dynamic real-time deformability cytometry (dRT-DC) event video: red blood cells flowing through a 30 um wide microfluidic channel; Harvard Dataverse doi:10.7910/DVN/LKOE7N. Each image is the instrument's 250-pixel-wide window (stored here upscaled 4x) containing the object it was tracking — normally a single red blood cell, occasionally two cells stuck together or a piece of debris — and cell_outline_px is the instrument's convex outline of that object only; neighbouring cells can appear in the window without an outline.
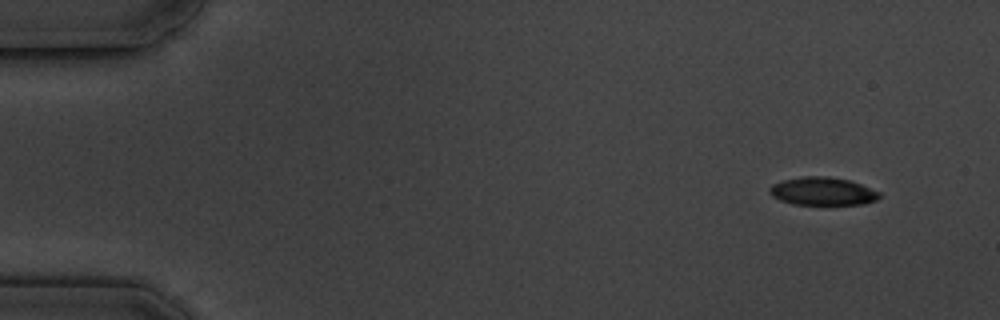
{"species": "common noctule bat (a hibernating species)", "species_latin": "Nyctalus noctula", "temperature_condition": "cold", "stored_images_in_passage": 10, "camera_frame_rate_fps": 3000, "um_per_image_px": 0.085, "animal": {"sex": "male", "body_mass_g": 19.5, "forearm_length_mm": 54.6}, "frame": {"image": 1, "passage_image": 1, "time_ms": 0.0, "image_size_px": [1000, 320], "cell_outline_px": [[880, 196], [876, 200], [864, 204], [792, 204], [780, 200], [772, 196], [768, 192], [768, 188], [772, 184], [784, 180], [804, 176], [828, 176], [848, 180], [860, 184], [880, 192]], "centroid_in_image_um": [69.89, 16.26], "position_along_channel_um": 15.1, "area_um2": 17.86}}
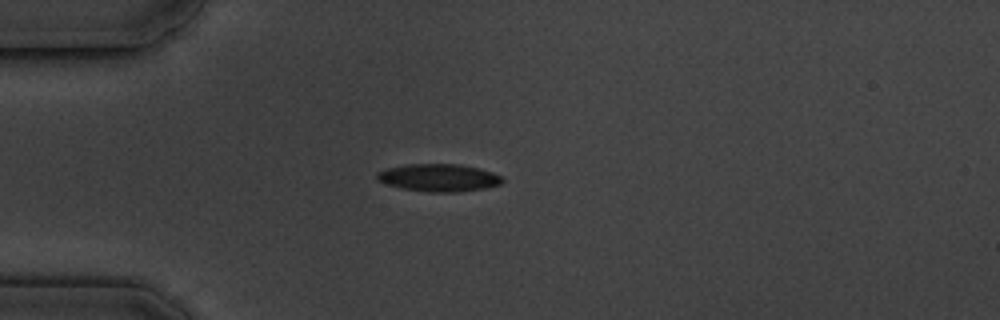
{"frame": {"image": 2, "passage_image": 4, "time_ms": 3.667, "image_size_px": [1000, 320], "cell_outline_px": [[504, 180], [500, 184], [484, 188], [456, 192], [432, 192], [400, 188], [384, 184], [376, 180], [376, 172], [388, 168], [404, 164], [460, 164], [480, 168], [492, 172], [500, 176]], "centroid_in_image_um": [37.25, 15.1], "position_along_channel_um": 47.8, "area_um2": 20.23}}